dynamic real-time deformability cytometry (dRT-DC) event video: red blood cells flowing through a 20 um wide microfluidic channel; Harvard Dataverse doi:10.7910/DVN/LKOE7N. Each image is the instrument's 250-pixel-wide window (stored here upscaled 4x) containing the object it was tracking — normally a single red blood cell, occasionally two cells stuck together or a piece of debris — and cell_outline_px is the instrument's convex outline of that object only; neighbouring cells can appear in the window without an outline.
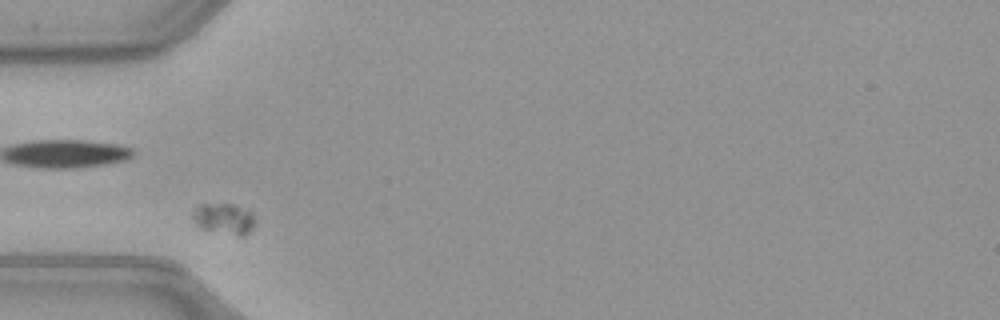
{"species": "common noctule bat (a hibernating species)", "species_latin": "Nyctalus noctula", "temperature_condition": "warm", "stored_images_in_passage": 37, "camera_frame_rate_fps": 3000, "um_per_image_px": 0.085, "animal": {"sex": "female", "body_mass_g": 21.9}, "frame": {"image": 1, "passage_image": 3, "time_ms": 0.667, "image_size_px": [1000, 320], "cell_outline_px": [[256, 220], [252, 228], [244, 236], [240, 236], [200, 228], [192, 220], [192, 212], [200, 204], [232, 204], [252, 212]], "centroid_in_image_um": [19.04, 18.59], "position_along_channel_um": 66.0, "area_um2": 11.21}}
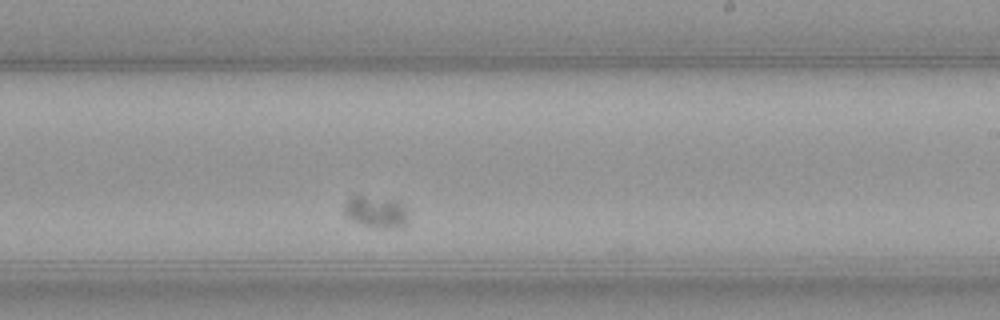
{"frame": {"image": 2, "passage_image": 19, "time_ms": 6.0, "image_size_px": [1000, 320], "cell_outline_px": [[404, 224], [396, 228], [392, 228], [364, 224], [352, 220], [344, 212], [344, 208], [348, 200], [352, 196], [360, 196], [396, 200], [404, 204]], "centroid_in_image_um": [31.93, 17.98], "position_along_channel_um": 257.1, "area_um2": 10.98}}
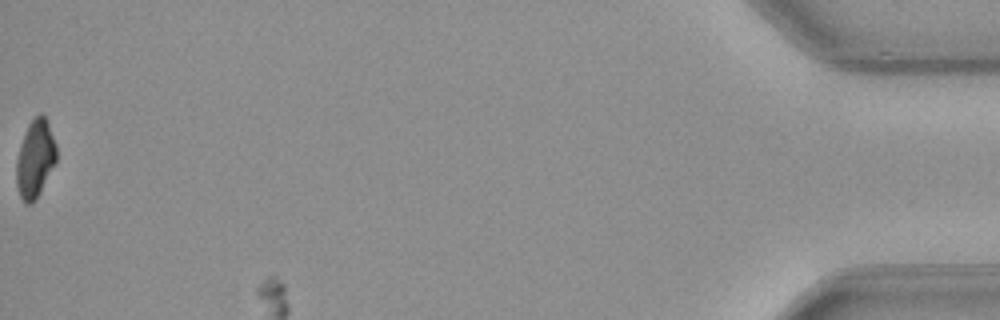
{"frame": {"image": 3, "passage_image": 37, "time_ms": 12.0, "image_size_px": [1000, 320], "cell_outline_px": [[56, 160], [36, 200], [32, 204], [24, 204], [20, 196], [16, 184], [16, 160], [28, 124], [40, 112], [44, 116], [48, 124], [56, 144]], "centroid_in_image_um": [2.98, 13.54], "position_along_channel_um": 432.2, "area_um2": 17.86}}